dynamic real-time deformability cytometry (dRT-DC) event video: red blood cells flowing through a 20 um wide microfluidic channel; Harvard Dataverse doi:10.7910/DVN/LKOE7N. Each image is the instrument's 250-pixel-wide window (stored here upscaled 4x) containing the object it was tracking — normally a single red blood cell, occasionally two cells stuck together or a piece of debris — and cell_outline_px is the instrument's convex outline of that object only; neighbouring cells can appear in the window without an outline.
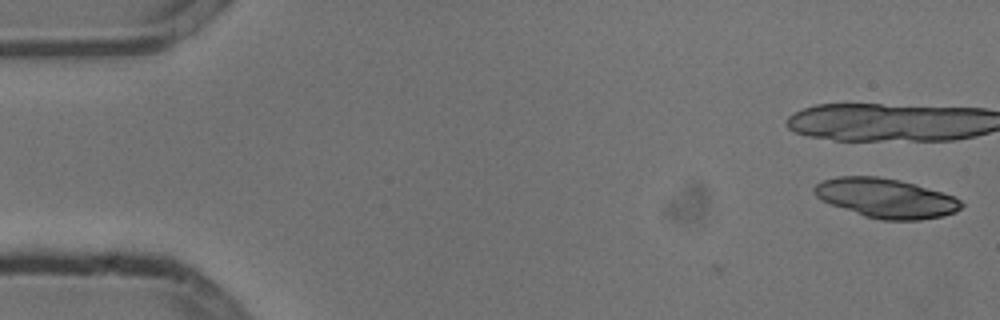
{"species": "common noctule bat (a hibernating species)", "species_latin": "Nyctalus noctula", "temperature_condition": "cold", "stored_images_in_passage": 8, "camera_frame_rate_fps": 3000, "um_per_image_px": 0.085, "animal": {"sex": "male", "body_mass_g": 13.3}, "frame": {"image": 1, "passage_image": 1, "time_ms": 0.0, "image_size_px": [1000, 320], "cell_outline_px": [[964, 204], [956, 212], [944, 216], [920, 220], [880, 220], [864, 216], [832, 204], [816, 196], [812, 192], [812, 188], [816, 184], [824, 180], [836, 176], [876, 176], [900, 180], [916, 184], [952, 196], [960, 200]], "centroid_in_image_um": [75.3, 16.84], "position_along_channel_um": 9.7, "area_um2": 33.64}}
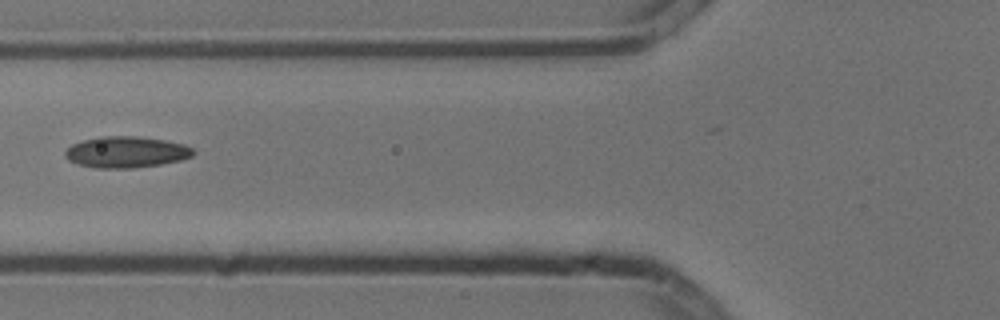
{"frame": {"image": 2, "passage_image": 7, "time_ms": 2.0, "image_size_px": [1000, 320], "cell_outline_px": [[196, 152], [192, 156], [180, 160], [160, 164], [132, 168], [96, 168], [80, 164], [68, 160], [64, 156], [64, 152], [72, 144], [84, 140], [100, 136], [136, 136], [164, 140], [184, 144], [192, 148]], "centroid_in_image_um": [10.72, 12.92], "position_along_channel_um": 115.1, "area_um2": 23.24}}
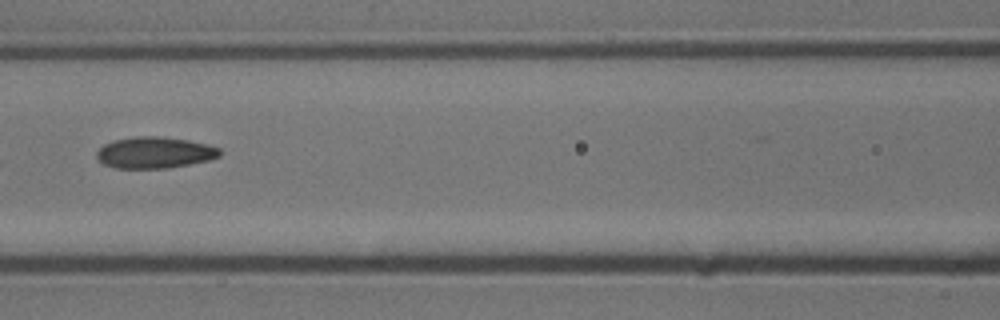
{"frame": {"image": 3, "passage_image": 8, "time_ms": 2.333, "image_size_px": [1000, 320], "cell_outline_px": [[220, 156], [208, 160], [168, 168], [116, 168], [104, 164], [96, 156], [96, 152], [104, 144], [112, 140], [136, 136], [160, 136], [188, 140], [208, 144], [220, 148]], "centroid_in_image_um": [13.14, 12.96], "position_along_channel_um": 153.5, "area_um2": 22.48}}